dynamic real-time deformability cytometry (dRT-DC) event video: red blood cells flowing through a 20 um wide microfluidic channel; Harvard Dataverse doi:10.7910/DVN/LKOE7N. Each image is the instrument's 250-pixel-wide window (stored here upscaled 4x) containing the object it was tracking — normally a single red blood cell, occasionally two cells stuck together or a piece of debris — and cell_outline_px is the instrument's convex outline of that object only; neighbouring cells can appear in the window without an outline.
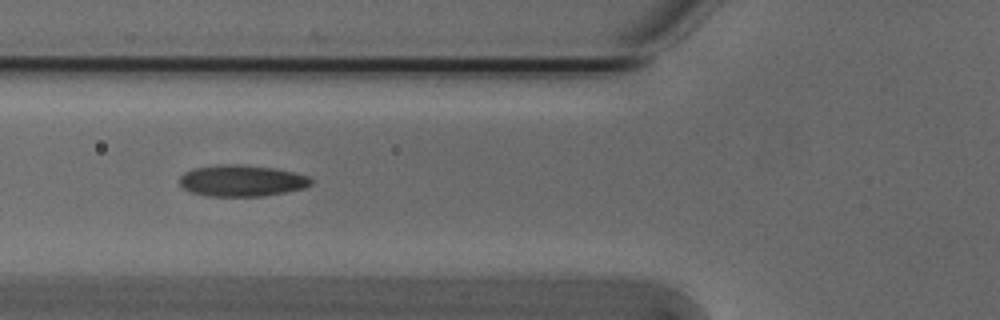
{"species": "Egyptian fruit bat (a non-hibernating species)", "species_latin": "Rousettus aegyptiacus", "temperature_condition": "cold", "stored_images_in_passage": 48, "camera_frame_rate_fps": 3000, "um_per_image_px": 0.085, "animal": {"sex": "male"}, "frame": {"image": 1, "passage_image": 19, "time_ms": 6.0, "image_size_px": [1000, 320], "cell_outline_px": [[312, 184], [304, 188], [264, 196], [208, 196], [188, 192], [180, 184], [180, 176], [184, 172], [192, 168], [216, 164], [240, 164], [276, 168], [308, 176], [312, 180]], "centroid_in_image_um": [20.51, 15.35], "position_along_channel_um": 105.3, "area_um2": 24.28}}
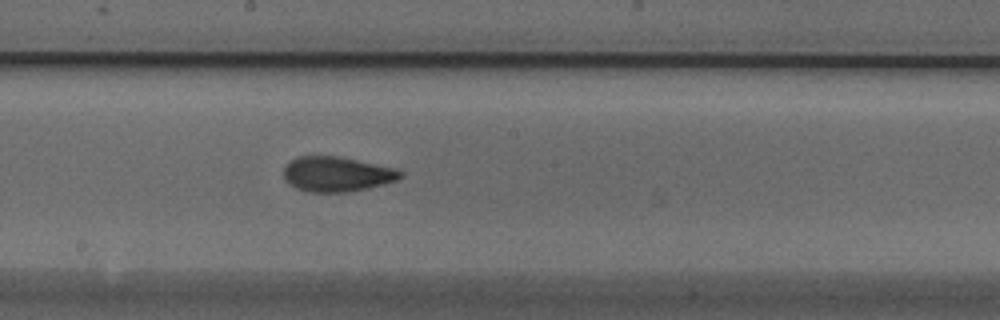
{"frame": {"image": 2, "passage_image": 28, "time_ms": 9.0, "image_size_px": [1000, 320], "cell_outline_px": [[404, 176], [396, 180], [384, 184], [344, 192], [308, 192], [296, 188], [288, 184], [284, 176], [284, 168], [288, 160], [296, 156], [340, 156], [396, 168], [404, 172]], "centroid_in_image_um": [28.61, 14.78], "position_along_channel_um": 219.6, "area_um2": 23.93}}
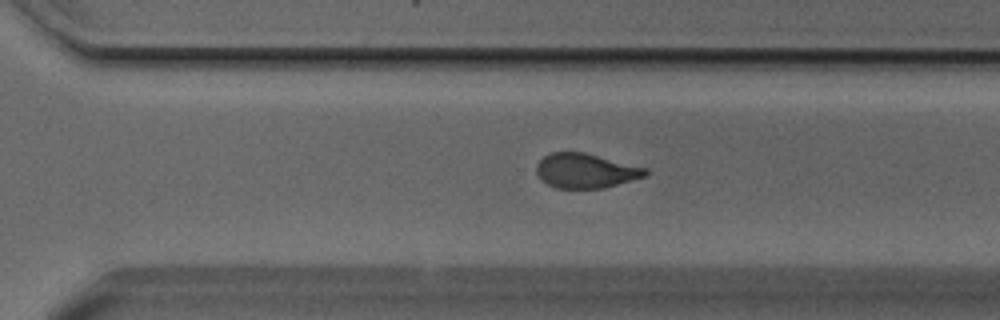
{"frame": {"image": 3, "passage_image": 36, "time_ms": 11.667, "image_size_px": [1000, 320], "cell_outline_px": [[648, 172], [644, 176], [604, 188], [556, 188], [548, 184], [536, 172], [536, 164], [544, 156], [552, 152], [584, 152], [648, 168]], "centroid_in_image_um": [49.78, 14.5], "position_along_channel_um": 320.8, "area_um2": 21.73}, "authors_computed_cell_mechanics": {"area_um2": 23.12, "velocity_mm_per_s": 3.8126, "shape_relaxation_time_tau1_ms": 3.8537, "shape_relaxation_time_tau2_ms": 1.6214, "deformation_change_tau1": 0.1422, "deformation_change_tau2": 0.0902}}